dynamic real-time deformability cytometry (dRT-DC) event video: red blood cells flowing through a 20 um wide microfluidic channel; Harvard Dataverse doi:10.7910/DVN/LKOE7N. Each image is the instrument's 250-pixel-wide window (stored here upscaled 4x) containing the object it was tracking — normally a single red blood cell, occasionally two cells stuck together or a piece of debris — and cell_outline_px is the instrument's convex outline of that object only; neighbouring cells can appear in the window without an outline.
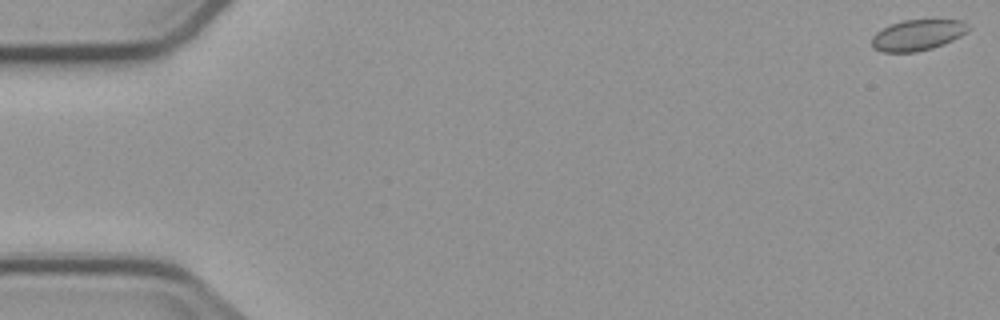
{"species": "common noctule bat (a hibernating species)", "species_latin": "Nyctalus noctula", "temperature_condition": "cold", "stored_images_in_passage": 4, "camera_frame_rate_fps": 3000, "um_per_image_px": 0.085, "animal": {"sex": "male", "body_mass_g": 23.1, "forearm_length_mm": 52.7}, "frame": {"image": 1, "passage_image": 1, "time_ms": 0.0, "image_size_px": [1000, 320], "cell_outline_px": [[972, 28], [960, 36], [952, 40], [932, 48], [916, 52], [884, 52], [872, 48], [872, 36], [876, 32], [892, 24], [904, 20], [964, 20]], "centroid_in_image_um": [78.01, 2.98], "position_along_channel_um": 7.0, "area_um2": 17.28}}